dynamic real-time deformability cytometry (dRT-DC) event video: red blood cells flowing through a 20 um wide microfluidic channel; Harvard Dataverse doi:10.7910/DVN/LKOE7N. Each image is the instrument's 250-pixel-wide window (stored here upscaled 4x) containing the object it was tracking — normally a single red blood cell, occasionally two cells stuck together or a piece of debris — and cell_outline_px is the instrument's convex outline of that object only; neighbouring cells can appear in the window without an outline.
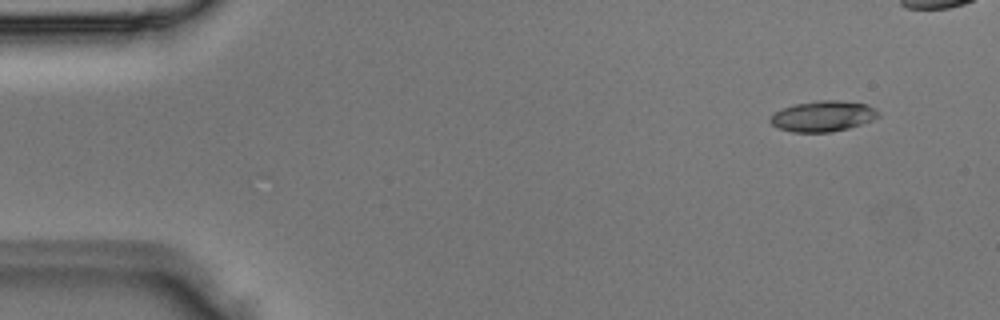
{"species": "Egyptian fruit bat (a non-hibernating species)", "species_latin": "Rousettus aegyptiacus", "temperature_condition": "room temperature", "stored_images_in_passage": 4, "camera_frame_rate_fps": 3000, "um_per_image_px": 0.085, "animal": {"sex": "male"}, "frame": {"image": 1, "passage_image": 1, "time_ms": 0.0, "image_size_px": [1000, 320], "cell_outline_px": [[880, 116], [872, 120], [848, 128], [832, 132], [792, 132], [780, 128], [772, 124], [768, 120], [776, 112], [784, 108], [796, 104], [816, 100], [836, 100], [868, 104], [876, 108], [880, 112]], "centroid_in_image_um": [70.0, 9.87], "position_along_channel_um": 15.0, "area_um2": 19.25}}